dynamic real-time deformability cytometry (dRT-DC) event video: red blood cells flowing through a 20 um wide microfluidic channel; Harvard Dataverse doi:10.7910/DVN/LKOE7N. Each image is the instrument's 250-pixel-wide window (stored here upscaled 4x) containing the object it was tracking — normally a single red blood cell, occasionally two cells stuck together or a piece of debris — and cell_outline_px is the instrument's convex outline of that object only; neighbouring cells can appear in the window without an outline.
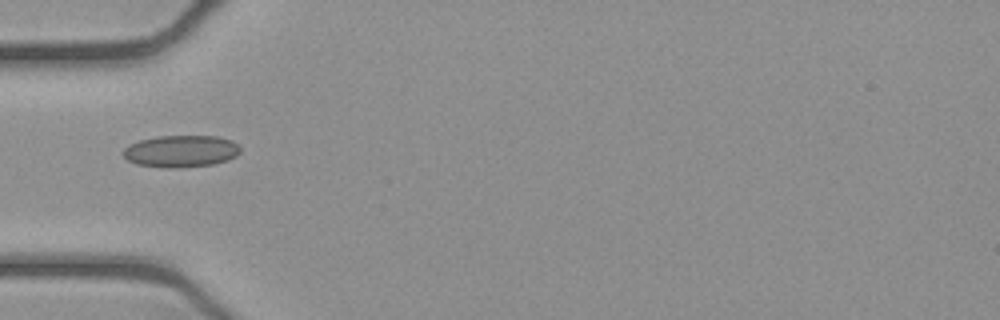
{"species": "common noctule bat (a hibernating species)", "species_latin": "Nyctalus noctula", "temperature_condition": "cold", "stored_images_in_passage": 29, "camera_frame_rate_fps": 3000, "um_per_image_px": 0.085, "animal": {"sex": "female", "body_mass_g": 21.9}, "frame": {"image": 1, "passage_image": 1, "time_ms": 0.0, "image_size_px": [1000, 320], "cell_outline_px": [[240, 152], [236, 156], [228, 160], [212, 164], [180, 168], [164, 168], [136, 164], [128, 160], [120, 152], [128, 144], [140, 140], [156, 136], [216, 136], [232, 140], [240, 148]], "centroid_in_image_um": [15.35, 12.85], "position_along_channel_um": 69.7, "area_um2": 22.02}}
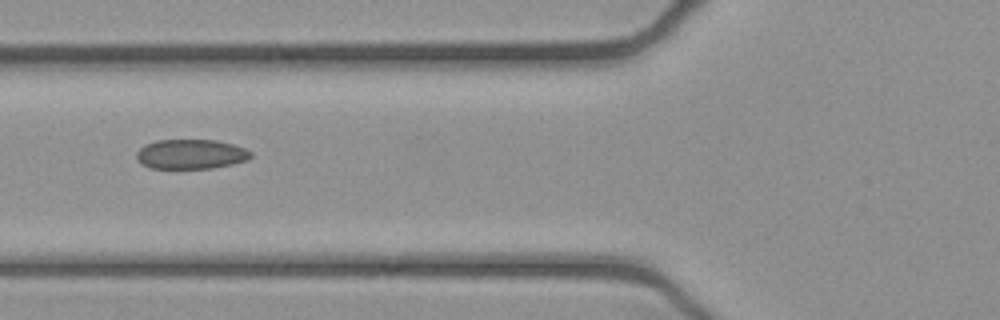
{"frame": {"image": 2, "passage_image": 4, "time_ms": 1.0, "image_size_px": [1000, 320], "cell_outline_px": [[252, 156], [248, 160], [232, 164], [212, 168], [148, 168], [140, 164], [136, 160], [136, 152], [144, 144], [156, 140], [216, 140], [232, 144], [244, 148], [252, 152]], "centroid_in_image_um": [16.19, 13.1], "position_along_channel_um": 109.6, "area_um2": 19.94}}
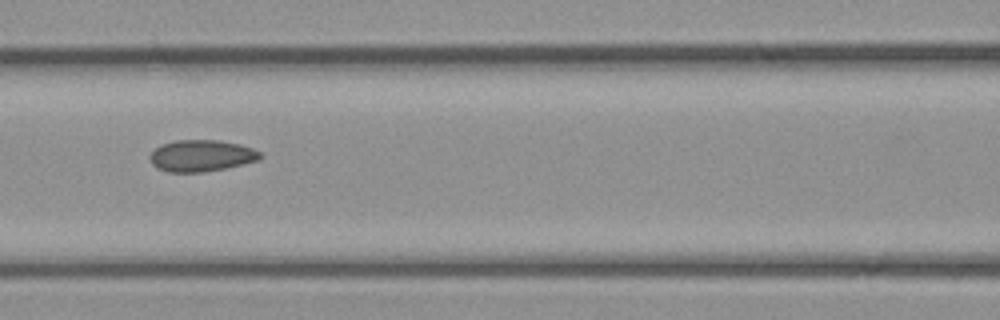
{"frame": {"image": 3, "passage_image": 7, "time_ms": 2.0, "image_size_px": [1000, 320], "cell_outline_px": [[264, 156], [260, 160], [224, 168], [204, 172], [168, 172], [156, 168], [152, 164], [148, 156], [160, 144], [176, 140], [220, 140], [240, 144], [252, 148], [260, 152]], "centroid_in_image_um": [17.11, 13.23], "position_along_channel_um": 149.5, "area_um2": 20.46}}